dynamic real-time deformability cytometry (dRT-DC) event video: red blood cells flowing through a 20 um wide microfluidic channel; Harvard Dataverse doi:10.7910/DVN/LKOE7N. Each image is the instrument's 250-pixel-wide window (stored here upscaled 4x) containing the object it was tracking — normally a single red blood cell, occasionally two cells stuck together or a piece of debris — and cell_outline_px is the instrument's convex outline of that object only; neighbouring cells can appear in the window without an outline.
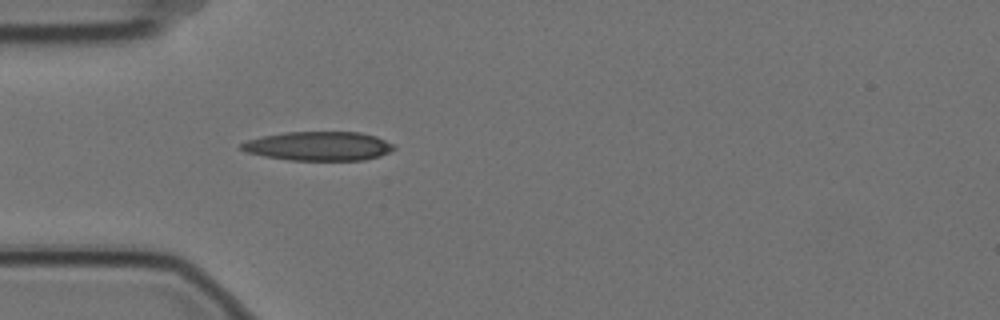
{"species": "Egyptian fruit bat (a non-hibernating species)", "species_latin": "Rousettus aegyptiacus", "temperature_condition": "cold", "stored_images_in_passage": 11, "camera_frame_rate_fps": 3000, "um_per_image_px": 0.085, "animal": {"sex": "female"}, "frame": {"image": 1, "passage_image": 4, "time_ms": 1.0, "image_size_px": [1000, 320], "cell_outline_px": [[396, 148], [380, 156], [364, 160], [288, 160], [264, 156], [248, 152], [240, 148], [240, 144], [248, 140], [260, 136], [284, 132], [360, 132], [376, 136], [392, 144]], "centroid_in_image_um": [27.07, 12.41], "position_along_channel_um": 57.9, "area_um2": 25.78}}
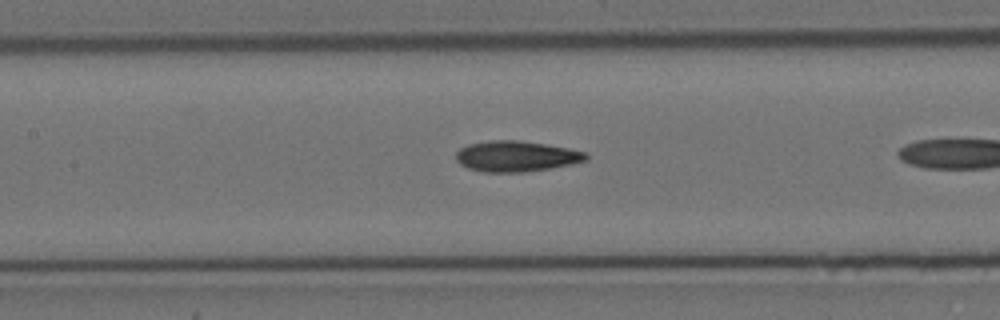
{"frame": {"image": 2, "passage_image": 10, "time_ms": 3.0, "image_size_px": [1000, 320], "cell_outline_px": [[588, 160], [572, 164], [552, 168], [524, 172], [484, 172], [468, 168], [460, 164], [456, 160], [456, 152], [460, 148], [468, 144], [492, 140], [520, 140], [568, 148], [588, 152]], "centroid_in_image_um": [43.9, 13.28], "position_along_channel_um": 163.5, "area_um2": 23.41}}